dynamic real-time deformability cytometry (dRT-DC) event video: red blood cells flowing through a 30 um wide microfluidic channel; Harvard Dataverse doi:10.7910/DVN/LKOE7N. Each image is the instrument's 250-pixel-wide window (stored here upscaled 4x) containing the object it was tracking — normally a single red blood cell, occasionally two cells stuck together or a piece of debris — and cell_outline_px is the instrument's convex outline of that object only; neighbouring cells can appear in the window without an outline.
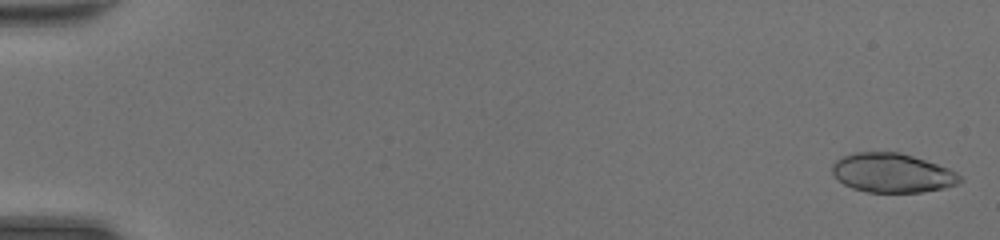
{"species": "common noctule bat (a hibernating species)", "species_latin": "Nyctalus noctula", "temperature_condition": "room temperature", "stored_images_in_passage": 47, "camera_frame_rate_fps": 3000, "um_per_image_px": 0.085, "animal": {"sex": "female", "body_mass_g": 20.0, "forearm_length_mm": 54.0}, "frame": {"image": 1, "passage_image": 1, "time_ms": 0.0, "image_size_px": [1000, 240], "cell_outline_px": [[964, 180], [956, 184], [944, 188], [920, 192], [868, 192], [852, 188], [844, 184], [832, 172], [832, 164], [836, 160], [852, 152], [900, 152], [948, 168], [956, 172]], "centroid_in_image_um": [75.84, 14.7], "position_along_channel_um": 9.2, "area_um2": 28.96}}
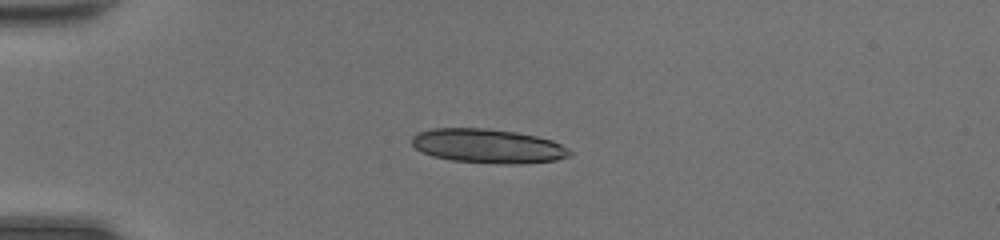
{"frame": {"image": 2, "passage_image": 13, "time_ms": 4.0, "image_size_px": [1000, 240], "cell_outline_px": [[572, 152], [568, 156], [556, 160], [524, 164], [504, 164], [452, 160], [432, 156], [416, 148], [412, 144], [412, 136], [420, 132], [432, 128], [488, 128], [516, 132], [536, 136], [552, 140], [568, 148]], "centroid_in_image_um": [41.49, 12.41], "position_along_channel_um": 43.5, "area_um2": 31.39}}
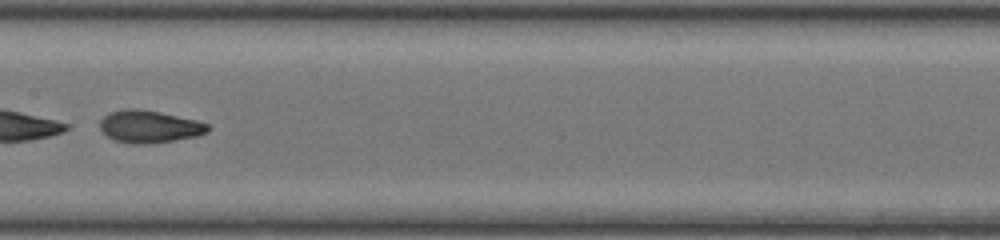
{"frame": {"image": 3, "passage_image": 26, "time_ms": 8.333, "image_size_px": [1000, 240], "cell_outline_px": [[212, 128], [208, 132], [196, 136], [176, 140], [152, 144], [132, 144], [112, 140], [100, 128], [100, 120], [108, 112], [124, 108], [140, 108], [160, 112], [196, 120], [208, 124]], "centroid_in_image_um": [12.69, 10.76], "position_along_channel_um": 194.7, "area_um2": 20.69}, "authors_computed_cell_mechanics": {"area_um2": 28.9, "velocity_mm_per_s": 4.4403, "shape_relaxation_time_tau1_ms": 2.9829, "shape_relaxation_time_tau2_ms": 0.9429, "deformation_change_tau1": 0.1561, "deformation_change_tau2": 0.067}}